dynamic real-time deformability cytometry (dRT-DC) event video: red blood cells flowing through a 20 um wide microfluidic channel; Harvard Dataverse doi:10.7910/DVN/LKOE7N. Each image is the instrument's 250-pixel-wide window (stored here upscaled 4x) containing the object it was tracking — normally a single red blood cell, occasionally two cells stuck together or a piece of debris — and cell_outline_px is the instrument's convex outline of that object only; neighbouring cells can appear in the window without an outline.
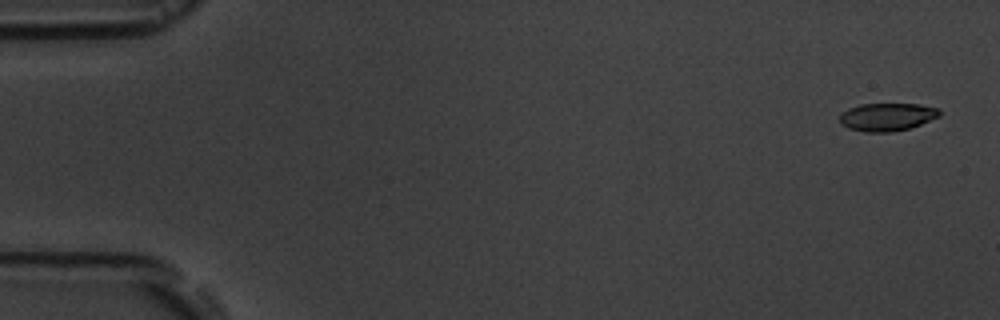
{"species": "common noctule bat (a hibernating species)", "species_latin": "Nyctalus noctula", "temperature_condition": "room temperature", "stored_images_in_passage": 7, "camera_frame_rate_fps": 3000, "um_per_image_px": 0.085, "animal": {"sex": "male", "body_mass_g": 19.5, "forearm_length_mm": 54.6}, "frame": {"image": 1, "passage_image": 1, "time_ms": 0.0, "image_size_px": [1000, 320], "cell_outline_px": [[940, 116], [920, 124], [908, 128], [892, 132], [864, 132], [848, 128], [840, 124], [840, 116], [848, 108], [860, 104], [916, 104], [936, 108], [940, 112]], "centroid_in_image_um": [75.36, 9.94], "position_along_channel_um": 9.6, "area_um2": 16.07}}
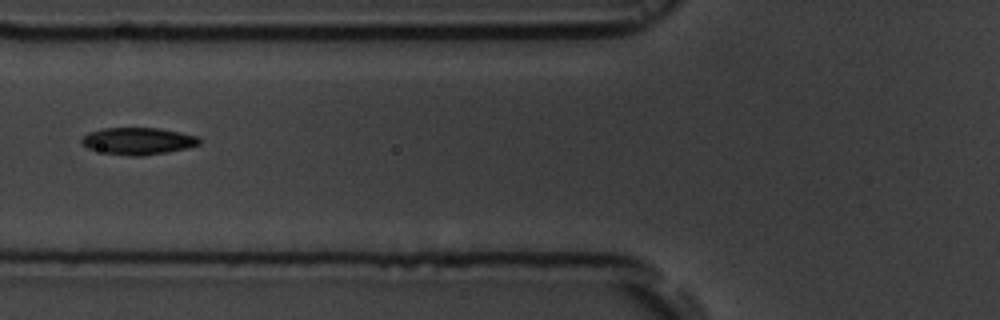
{"frame": {"image": 2, "passage_image": 6, "time_ms": 6.667, "image_size_px": [1000, 320], "cell_outline_px": [[200, 144], [188, 148], [168, 152], [140, 156], [128, 156], [104, 152], [88, 148], [80, 144], [80, 140], [88, 132], [104, 128], [160, 128], [196, 136], [200, 140]], "centroid_in_image_um": [11.71, 11.99], "position_along_channel_um": 114.1, "area_um2": 18.5}}
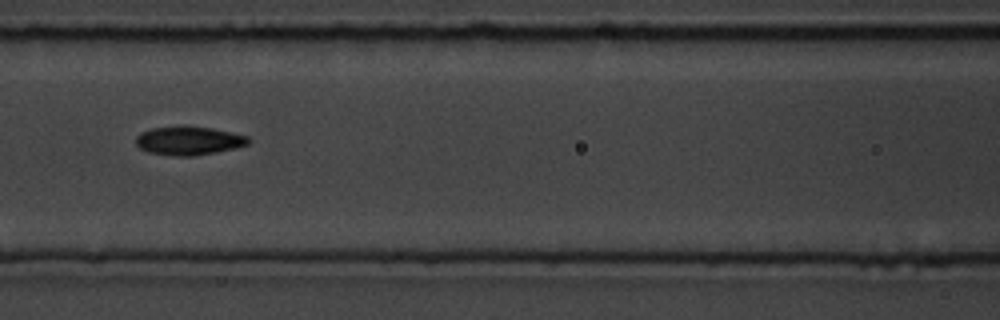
{"frame": {"image": 3, "passage_image": 7, "time_ms": 7.667, "image_size_px": [1000, 320], "cell_outline_px": [[252, 140], [248, 144], [236, 148], [196, 156], [176, 156], [148, 152], [140, 148], [136, 144], [136, 136], [140, 132], [152, 128], [180, 124], [184, 124], [212, 128], [248, 136]], "centroid_in_image_um": [16.04, 11.93], "position_along_channel_um": 150.6, "area_um2": 19.25}}